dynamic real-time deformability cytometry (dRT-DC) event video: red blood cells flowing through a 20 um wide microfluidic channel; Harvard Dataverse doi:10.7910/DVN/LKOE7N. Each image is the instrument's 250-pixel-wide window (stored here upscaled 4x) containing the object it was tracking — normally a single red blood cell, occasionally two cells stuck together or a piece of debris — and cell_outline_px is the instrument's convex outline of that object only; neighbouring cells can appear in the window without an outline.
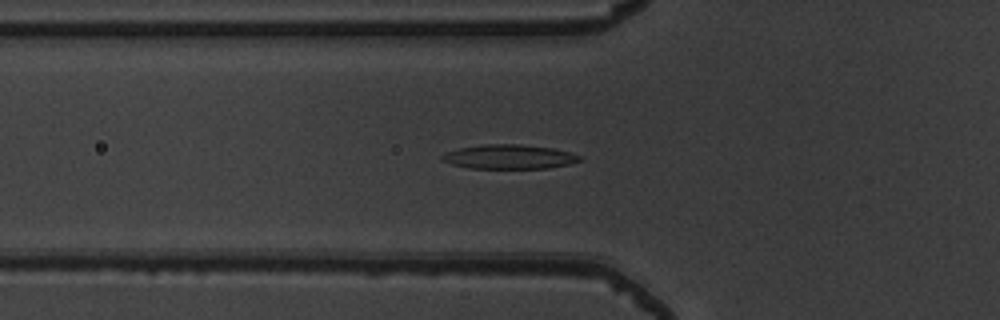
{"species": "common noctule bat (a hibernating species)", "species_latin": "Nyctalus noctula", "temperature_condition": "warm", "stored_images_in_passage": 52, "camera_frame_rate_fps": 3000, "um_per_image_px": 0.085, "animal": {"sex": "male", "body_mass_g": 19.5, "forearm_length_mm": 54.6}, "frame": {"image": 1, "passage_image": 19, "time_ms": 6.0, "image_size_px": [1000, 320], "cell_outline_px": [[580, 160], [572, 164], [548, 168], [468, 168], [452, 164], [444, 160], [440, 156], [444, 152], [460, 148], [484, 144], [520, 144], [552, 148], [568, 152], [580, 156]], "centroid_in_image_um": [43.27, 13.32], "position_along_channel_um": 82.5, "area_um2": 19.36}}
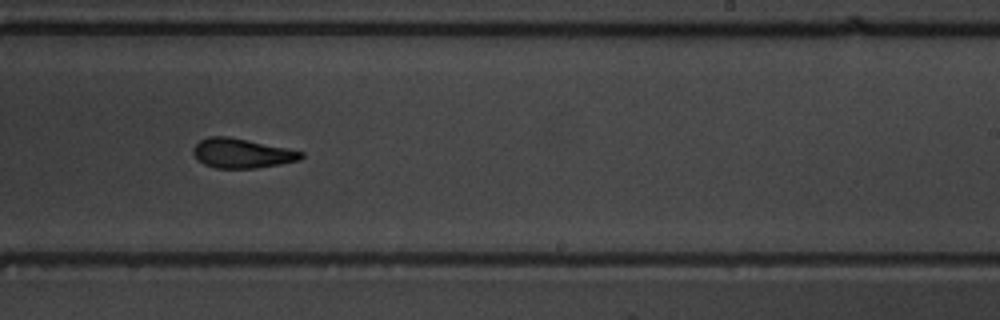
{"frame": {"image": 2, "passage_image": 33, "time_ms": 10.667, "image_size_px": [1000, 320], "cell_outline_px": [[304, 156], [300, 160], [280, 164], [256, 168], [216, 168], [204, 164], [192, 152], [192, 148], [200, 140], [208, 136], [228, 136], [288, 148], [304, 152]], "centroid_in_image_um": [20.57, 13.02], "position_along_channel_um": 268.4, "area_um2": 18.55}}
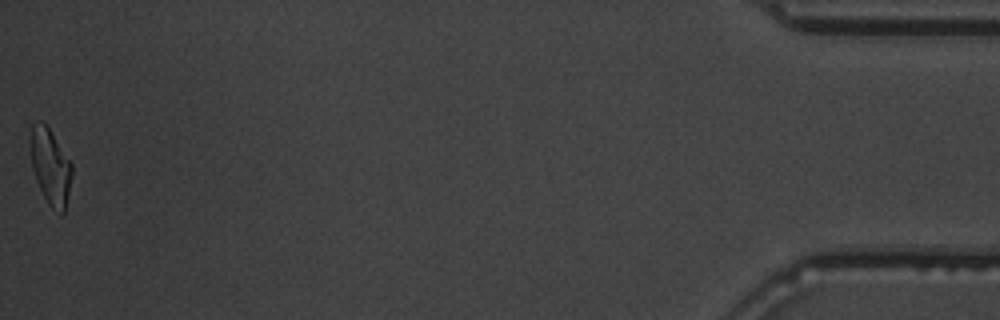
{"frame": {"image": 3, "passage_image": 52, "time_ms": 17.0, "image_size_px": [1000, 320], "cell_outline_px": [[72, 176], [64, 212], [60, 216], [48, 204], [36, 180], [32, 168], [28, 140], [32, 124], [36, 120], [40, 120], [48, 128], [72, 164]], "centroid_in_image_um": [4.25, 14.15], "position_along_channel_um": 431.0, "area_um2": 18.44}, "authors_computed_cell_mechanics": {"area_um2": 18.9295, "velocity_mm_per_s": 3.9854, "shape_relaxation_time_tau1_ms": 6.1076, "shape_relaxation_time_tau2_ms": 1.8661, "deformation_change_tau1": 0.2105, "deformation_change_tau2": 0.0894}}